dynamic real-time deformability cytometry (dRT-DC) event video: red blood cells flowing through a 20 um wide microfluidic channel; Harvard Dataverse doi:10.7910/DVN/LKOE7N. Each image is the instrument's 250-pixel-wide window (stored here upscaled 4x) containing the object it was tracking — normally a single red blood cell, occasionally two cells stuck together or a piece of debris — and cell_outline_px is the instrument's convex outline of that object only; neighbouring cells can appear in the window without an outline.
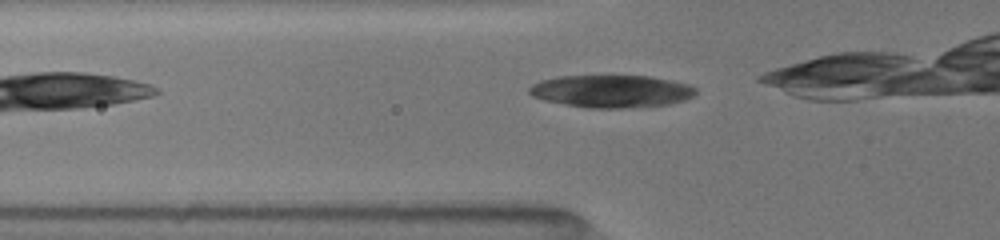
{"species": "common noctule bat (a hibernating species)", "species_latin": "Nyctalus noctula", "temperature_condition": "room temperature", "stored_images_in_passage": 9, "camera_frame_rate_fps": 3000, "um_per_image_px": 0.085, "animal": {"sex": "female", "body_mass_g": 19.5, "forearm_length_mm": 54.1}, "frame": {"image": 1, "passage_image": 3, "time_ms": 0.667, "image_size_px": [1000, 240], "cell_outline_px": [[696, 92], [692, 96], [684, 100], [668, 104], [628, 108], [588, 108], [564, 104], [544, 100], [532, 96], [528, 92], [528, 88], [532, 84], [540, 80], [556, 76], [648, 76], [692, 84], [696, 88]], "centroid_in_image_um": [51.95, 7.75], "position_along_channel_um": 73.8, "area_um2": 31.67}}